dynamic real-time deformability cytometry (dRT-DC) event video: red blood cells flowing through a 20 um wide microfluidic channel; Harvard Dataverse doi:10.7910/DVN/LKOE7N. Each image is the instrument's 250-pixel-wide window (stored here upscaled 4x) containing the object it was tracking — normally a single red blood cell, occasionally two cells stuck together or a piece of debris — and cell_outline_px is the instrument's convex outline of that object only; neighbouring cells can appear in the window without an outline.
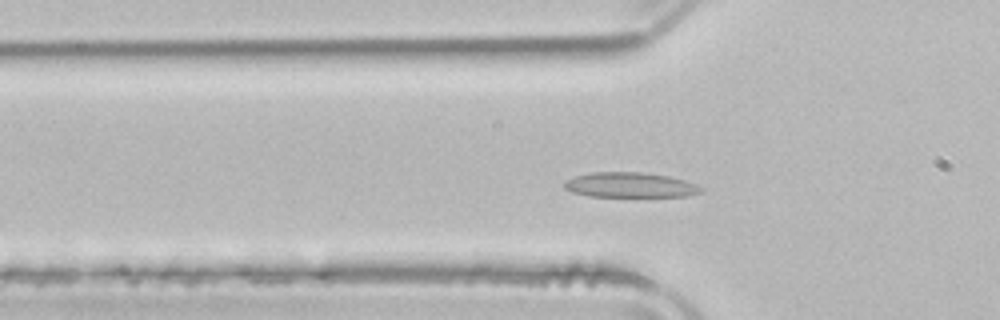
{"species": "common noctule bat (a hibernating species)", "species_latin": "Nyctalus noctula", "temperature_condition": "room temperature", "stored_images_in_passage": 39, "camera_frame_rate_fps": 3000, "um_per_image_px": 0.085, "animal": {"sex": "male", "body_mass_g": 21.5, "forearm_length_mm": 52.0}, "frame": {"image": 1, "passage_image": 4, "time_ms": 1.0, "image_size_px": [1000, 320], "cell_outline_px": [[704, 192], [688, 196], [588, 196], [572, 192], [564, 188], [564, 180], [576, 176], [592, 172], [640, 172], [668, 176], [684, 180], [696, 184], [704, 188]], "centroid_in_image_um": [53.57, 15.72], "position_along_channel_um": 72.2, "area_um2": 19.94}}
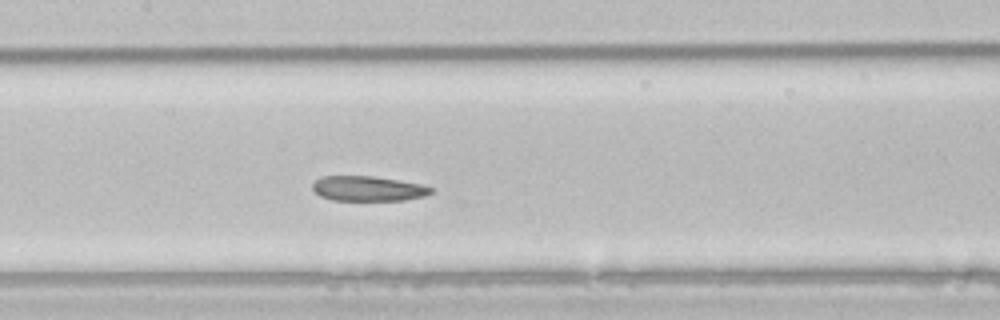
{"frame": {"image": 2, "passage_image": 12, "time_ms": 3.667, "image_size_px": [1000, 320], "cell_outline_px": [[432, 192], [424, 196], [404, 200], [332, 200], [320, 196], [312, 188], [312, 184], [316, 180], [324, 176], [372, 176], [424, 184], [432, 188]], "centroid_in_image_um": [31.29, 16.03], "position_along_channel_um": 176.1, "area_um2": 17.17}}
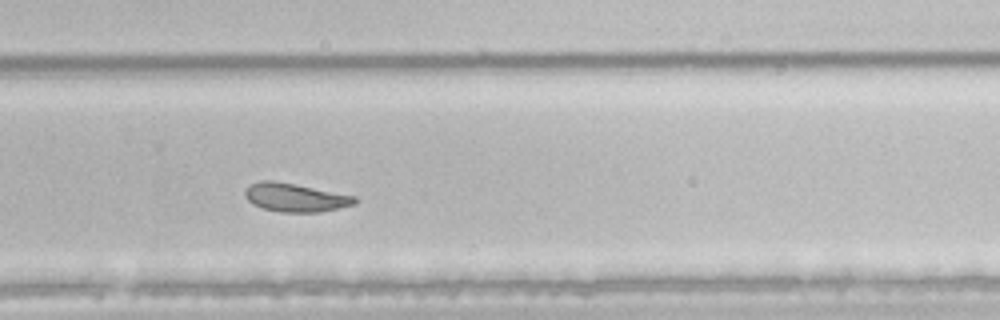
{"frame": {"image": 3, "passage_image": 22, "time_ms": 7.0, "image_size_px": [1000, 320], "cell_outline_px": [[356, 204], [320, 212], [280, 212], [264, 208], [252, 204], [244, 196], [244, 192], [248, 184], [260, 180], [272, 180], [356, 196]], "centroid_in_image_um": [25.05, 16.78], "position_along_channel_um": 304.7, "area_um2": 18.15}, "authors_computed_cell_mechanics": {"area_um2": 19.5942, "velocity_mm_per_s": 3.8766, "shape_relaxation_time_tau1_ms": 5.9788, "shape_relaxation_time_tau2_ms": 4.2057, "deformation_change_tau1": 0.1166, "deformation_change_tau2": 0.0978}}